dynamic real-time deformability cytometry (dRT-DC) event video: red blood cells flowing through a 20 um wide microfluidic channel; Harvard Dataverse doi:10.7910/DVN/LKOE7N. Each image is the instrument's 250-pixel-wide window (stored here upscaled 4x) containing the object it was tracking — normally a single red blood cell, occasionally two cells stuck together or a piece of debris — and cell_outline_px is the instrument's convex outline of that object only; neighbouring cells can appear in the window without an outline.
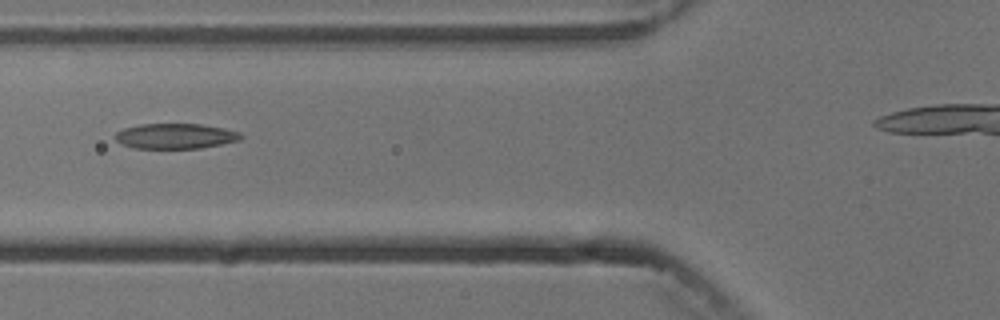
{"species": "common noctule bat (a hibernating species)", "species_latin": "Nyctalus noctula", "temperature_condition": "cold", "stored_images_in_passage": 2, "camera_frame_rate_fps": 3000, "um_per_image_px": 0.085, "animal": {"sex": "male", "body_mass_g": 13.3}, "frame": {"image": 1, "passage_image": 2, "time_ms": 1.0, "image_size_px": [1000, 320], "cell_outline_px": [[244, 136], [240, 140], [200, 148], [132, 148], [120, 144], [112, 136], [116, 132], [124, 128], [140, 124], [200, 124], [224, 128], [240, 132]], "centroid_in_image_um": [14.87, 11.57], "position_along_channel_um": 110.9, "area_um2": 18.61}}